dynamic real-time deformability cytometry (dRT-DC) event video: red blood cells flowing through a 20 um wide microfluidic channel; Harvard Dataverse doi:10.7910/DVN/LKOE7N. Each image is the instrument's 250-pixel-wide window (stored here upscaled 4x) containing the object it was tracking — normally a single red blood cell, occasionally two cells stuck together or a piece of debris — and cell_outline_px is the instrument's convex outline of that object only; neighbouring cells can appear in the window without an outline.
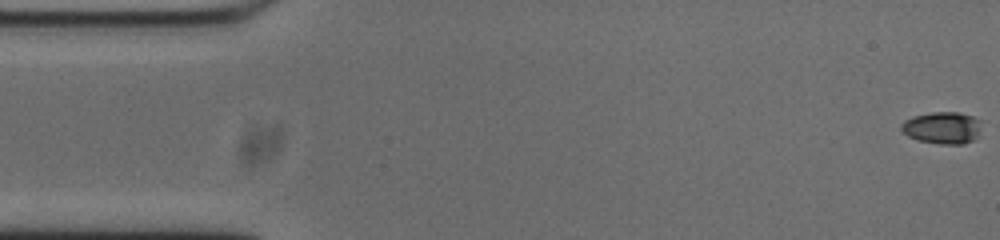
{"species": "common noctule bat (a hibernating species)", "species_latin": "Nyctalus noctula", "temperature_condition": "cold", "stored_images_in_passage": 54, "camera_frame_rate_fps": 3000, "um_per_image_px": 0.085, "animal": {"sex": "male", "body_mass_g": 20.0, "forearm_length_mm": 53.3}, "frame": {"image": 1, "passage_image": 1, "time_ms": 0.0, "image_size_px": [1000, 240], "cell_outline_px": [[980, 120], [976, 136], [972, 140], [964, 144], [940, 144], [916, 140], [908, 136], [900, 128], [900, 124], [904, 120], [912, 116], [932, 112], [956, 112], [972, 116]], "centroid_in_image_um": [80.03, 10.86], "position_along_channel_um": 5.0, "area_um2": 14.85}}
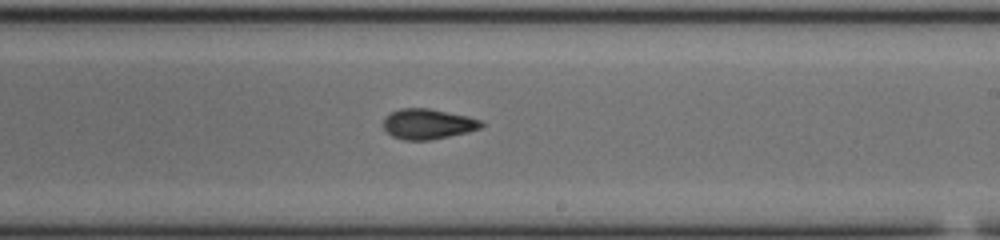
{"frame": {"image": 2, "passage_image": 31, "time_ms": 10.0, "image_size_px": [1000, 240], "cell_outline_px": [[484, 124], [480, 128], [468, 132], [428, 140], [404, 140], [392, 136], [384, 128], [384, 116], [400, 108], [428, 108], [468, 116], [480, 120]], "centroid_in_image_um": [36.36, 10.53], "position_along_channel_um": 252.6, "area_um2": 17.17}}
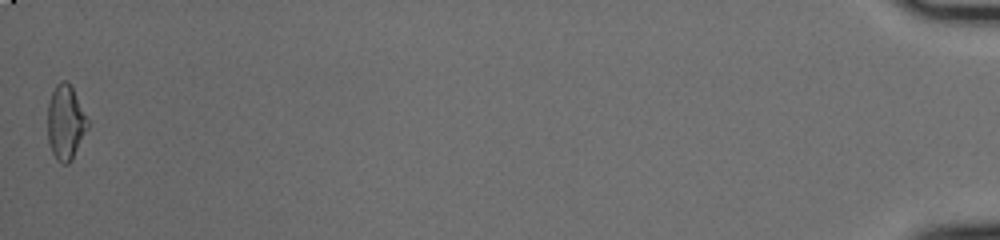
{"frame": {"image": 3, "passage_image": 54, "time_ms": 17.667, "image_size_px": [1000, 240], "cell_outline_px": [[88, 128], [72, 160], [68, 164], [64, 164], [56, 160], [52, 152], [48, 140], [48, 104], [52, 92], [56, 84], [60, 80], [64, 80], [72, 88], [88, 120]], "centroid_in_image_um": [5.56, 10.44], "position_along_channel_um": 429.6, "area_um2": 17.22}, "authors_computed_cell_mechanics": {"area_um2": 16.9932, "velocity_mm_per_s": 3.7465, "shape_relaxation_time_tau1_ms": 5.0372, "shape_relaxation_time_tau2_ms": 4.9719, "deformation_change_tau1": 0.1714, "deformation_change_tau2": 0.1094}}